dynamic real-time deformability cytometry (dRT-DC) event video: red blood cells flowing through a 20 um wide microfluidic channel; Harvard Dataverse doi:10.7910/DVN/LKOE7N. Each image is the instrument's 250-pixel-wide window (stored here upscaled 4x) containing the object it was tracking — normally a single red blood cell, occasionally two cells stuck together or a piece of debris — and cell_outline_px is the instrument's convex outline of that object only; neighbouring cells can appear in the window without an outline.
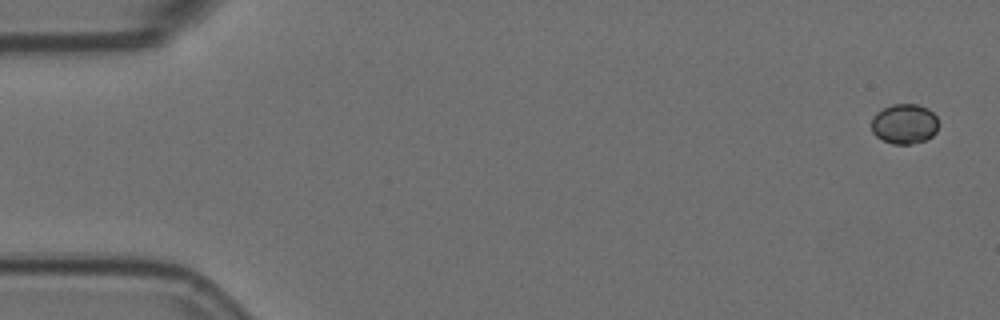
{"species": "Egyptian fruit bat (a non-hibernating species)", "species_latin": "Rousettus aegyptiacus", "temperature_condition": "room temperature", "stored_images_in_passage": 6, "camera_frame_rate_fps": 3000, "um_per_image_px": 0.085, "animal": {"sex": "female"}, "frame": {"image": 1, "passage_image": 1, "time_ms": 0.0, "image_size_px": [1000, 320], "cell_outline_px": [[940, 124], [936, 132], [932, 136], [924, 140], [912, 144], [892, 144], [876, 136], [872, 132], [872, 116], [876, 112], [892, 104], [916, 104], [928, 108], [936, 116]], "centroid_in_image_um": [76.89, 10.52], "position_along_channel_um": 8.1, "area_um2": 15.78}}
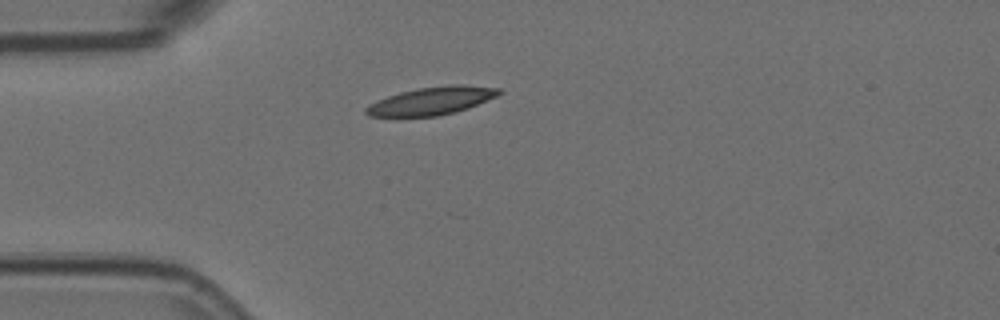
{"frame": {"image": 2, "passage_image": 6, "time_ms": 1.667, "image_size_px": [1000, 320], "cell_outline_px": [[504, 92], [496, 96], [468, 108], [456, 112], [436, 116], [368, 116], [364, 112], [364, 108], [368, 104], [376, 100], [400, 92], [420, 88], [452, 84], [464, 84], [500, 88]], "centroid_in_image_um": [36.69, 8.56], "position_along_channel_um": 48.3, "area_um2": 21.62}}